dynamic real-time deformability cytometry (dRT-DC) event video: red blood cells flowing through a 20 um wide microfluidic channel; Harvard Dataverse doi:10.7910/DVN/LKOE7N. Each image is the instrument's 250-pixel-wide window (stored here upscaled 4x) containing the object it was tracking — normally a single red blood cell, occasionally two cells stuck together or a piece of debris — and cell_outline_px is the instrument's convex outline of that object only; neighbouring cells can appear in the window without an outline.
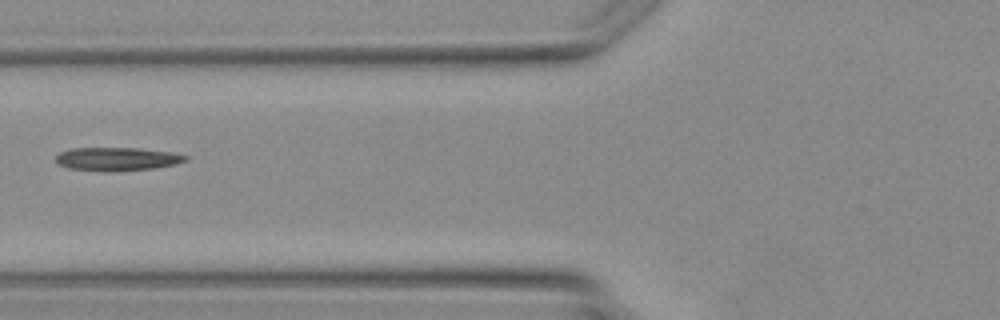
{"species": "Egyptian fruit bat (a non-hibernating species)", "species_latin": "Rousettus aegyptiacus", "temperature_condition": "warm", "stored_images_in_passage": 3, "camera_frame_rate_fps": 3000, "um_per_image_px": 0.085, "animal": {"sex": "female"}, "frame": {"image": 1, "passage_image": 3, "time_ms": 2.667, "image_size_px": [1000, 320], "cell_outline_px": [[188, 160], [176, 164], [152, 168], [68, 168], [60, 164], [56, 160], [56, 156], [60, 152], [72, 148], [140, 148], [172, 152], [188, 156]], "centroid_in_image_um": [10.02, 13.44], "position_along_channel_um": 115.8, "area_um2": 16.42}}